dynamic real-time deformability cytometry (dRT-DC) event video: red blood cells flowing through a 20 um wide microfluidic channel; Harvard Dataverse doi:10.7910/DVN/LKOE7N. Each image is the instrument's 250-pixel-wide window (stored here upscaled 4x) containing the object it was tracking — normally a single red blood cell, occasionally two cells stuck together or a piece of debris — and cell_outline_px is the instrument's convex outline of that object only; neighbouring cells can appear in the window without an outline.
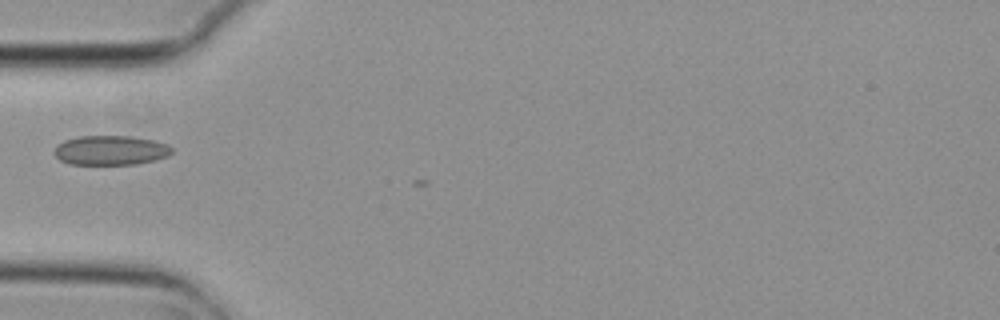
{"species": "common noctule bat (a hibernating species)", "species_latin": "Nyctalus noctula", "temperature_condition": "cold", "stored_images_in_passage": 1, "camera_frame_rate_fps": 3000, "um_per_image_px": 0.085, "animal": {"sex": "female", "body_mass_g": 29.2, "forearm_length_mm": 56.3}, "frame": {"image": 1, "passage_image": 1, "time_ms": 0.0, "image_size_px": [1000, 320], "cell_outline_px": [[172, 152], [168, 156], [136, 164], [68, 164], [60, 160], [56, 156], [56, 144], [64, 140], [80, 136], [132, 136], [152, 140], [168, 144], [172, 148]], "centroid_in_image_um": [9.4, 12.77], "position_along_channel_um": 75.6, "area_um2": 20.11}}